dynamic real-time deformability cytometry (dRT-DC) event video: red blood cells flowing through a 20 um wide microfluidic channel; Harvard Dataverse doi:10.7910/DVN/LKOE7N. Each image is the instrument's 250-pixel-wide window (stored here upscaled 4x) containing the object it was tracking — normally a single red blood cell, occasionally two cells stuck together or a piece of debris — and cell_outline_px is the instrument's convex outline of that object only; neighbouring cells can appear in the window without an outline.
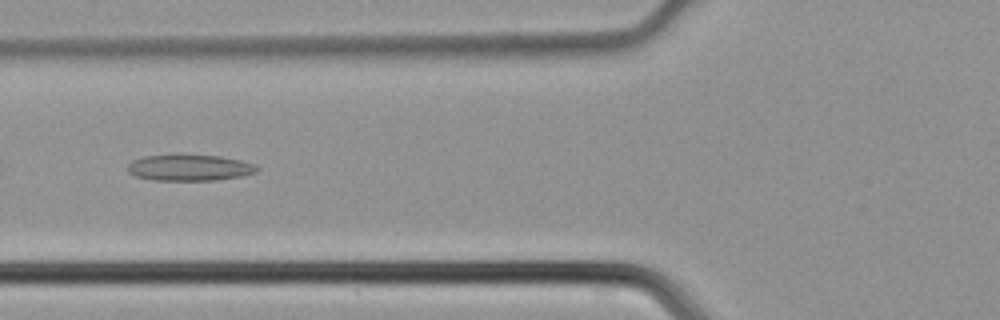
{"species": "common noctule bat (a hibernating species)", "species_latin": "Nyctalus noctula", "temperature_condition": "cold", "stored_images_in_passage": 26, "camera_frame_rate_fps": 3000, "um_per_image_px": 0.085, "animal": {"sex": "male", "body_mass_g": 21.5, "forearm_length_mm": 52.0}, "frame": {"image": 1, "passage_image": 5, "time_ms": 1.333, "image_size_px": [1000, 320], "cell_outline_px": [[260, 168], [256, 172], [240, 176], [216, 180], [152, 180], [136, 176], [128, 172], [128, 164], [132, 160], [144, 156], [176, 152], [180, 152], [220, 156], [240, 160], [256, 164]], "centroid_in_image_um": [16.08, 14.2], "position_along_channel_um": 109.7, "area_um2": 20.52}}
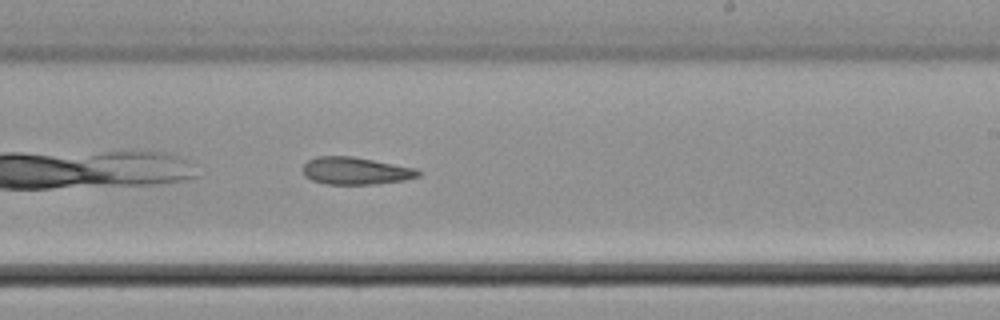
{"frame": {"image": 2, "passage_image": 15, "time_ms": 4.667, "image_size_px": [1000, 320], "cell_outline_px": [[420, 176], [404, 180], [372, 184], [328, 184], [312, 180], [304, 176], [304, 164], [308, 160], [316, 156], [352, 156], [416, 168], [420, 172]], "centroid_in_image_um": [30.22, 14.51], "position_along_channel_um": 258.8, "area_um2": 18.26}}
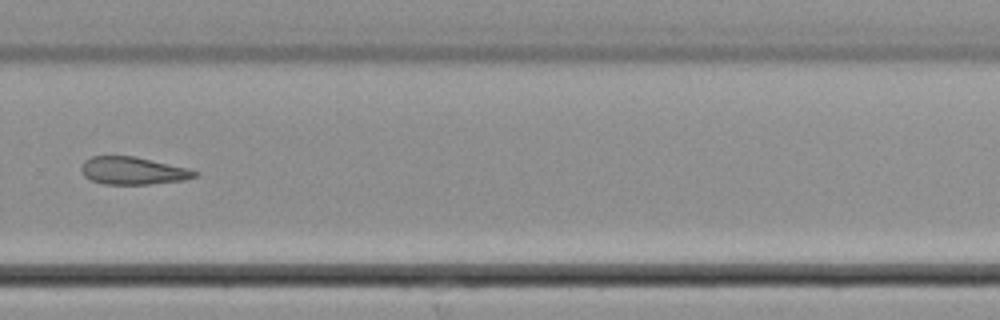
{"frame": {"image": 3, "passage_image": 19, "time_ms": 6.0, "image_size_px": [1000, 320], "cell_outline_px": [[200, 172], [196, 176], [184, 180], [148, 184], [104, 184], [92, 180], [84, 176], [80, 168], [80, 164], [84, 160], [92, 156], [132, 156], [188, 168]], "centroid_in_image_um": [11.27, 14.51], "position_along_channel_um": 318.5, "area_um2": 18.15}}